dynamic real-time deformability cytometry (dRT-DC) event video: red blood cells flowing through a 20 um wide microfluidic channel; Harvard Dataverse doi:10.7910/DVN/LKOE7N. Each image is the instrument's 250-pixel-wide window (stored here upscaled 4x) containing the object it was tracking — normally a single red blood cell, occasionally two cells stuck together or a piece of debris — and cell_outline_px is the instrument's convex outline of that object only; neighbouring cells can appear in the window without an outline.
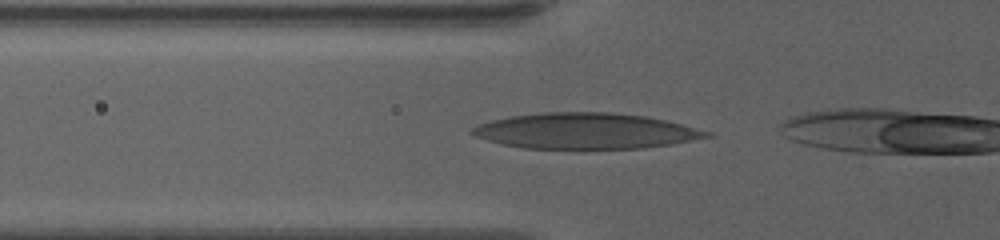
{"species": "human", "species_latin": "Homo sapiens", "temperature_condition": "warm", "stored_images_in_passage": 28, "camera_frame_rate_fps": 3000, "um_per_image_px": 0.085, "donor": {"sex": "female"}, "frame": {"image": 1, "passage_image": 15, "time_ms": 4.667, "image_size_px": [1000, 240], "cell_outline_px": [[712, 136], [672, 144], [644, 148], [524, 148], [500, 144], [476, 136], [468, 132], [472, 128], [480, 124], [492, 120], [512, 116], [544, 112], [612, 112], [644, 116], [664, 120], [712, 132]], "centroid_in_image_um": [49.76, 11.13], "position_along_channel_um": 76.0, "area_um2": 48.49}}
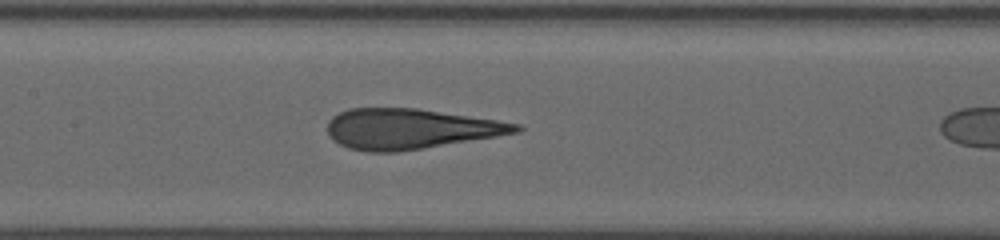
{"frame": {"image": 2, "passage_image": 23, "time_ms": 7.333, "image_size_px": [1000, 240], "cell_outline_px": [[524, 128], [520, 132], [496, 136], [396, 152], [368, 152], [348, 148], [332, 140], [328, 132], [328, 120], [332, 116], [348, 108], [416, 108], [496, 120], [520, 124]], "centroid_in_image_um": [34.82, 10.95], "position_along_channel_um": 172.6, "area_um2": 43.93}}
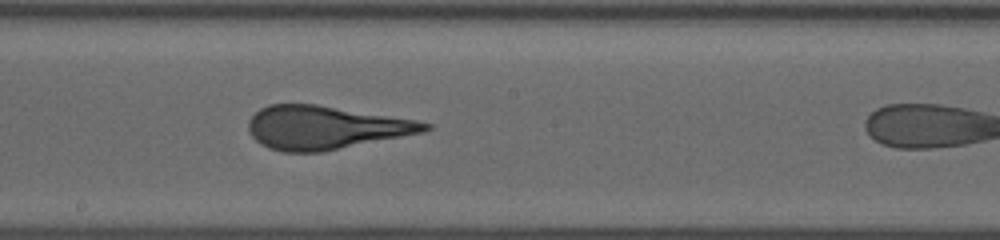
{"frame": {"image": 3, "passage_image": 27, "time_ms": 8.667, "image_size_px": [1000, 240], "cell_outline_px": [[432, 128], [424, 132], [320, 152], [284, 152], [268, 148], [260, 144], [252, 136], [248, 128], [248, 120], [260, 108], [268, 104], [316, 104], [416, 120], [432, 124]], "centroid_in_image_um": [27.62, 10.84], "position_along_channel_um": 220.6, "area_um2": 44.33}}